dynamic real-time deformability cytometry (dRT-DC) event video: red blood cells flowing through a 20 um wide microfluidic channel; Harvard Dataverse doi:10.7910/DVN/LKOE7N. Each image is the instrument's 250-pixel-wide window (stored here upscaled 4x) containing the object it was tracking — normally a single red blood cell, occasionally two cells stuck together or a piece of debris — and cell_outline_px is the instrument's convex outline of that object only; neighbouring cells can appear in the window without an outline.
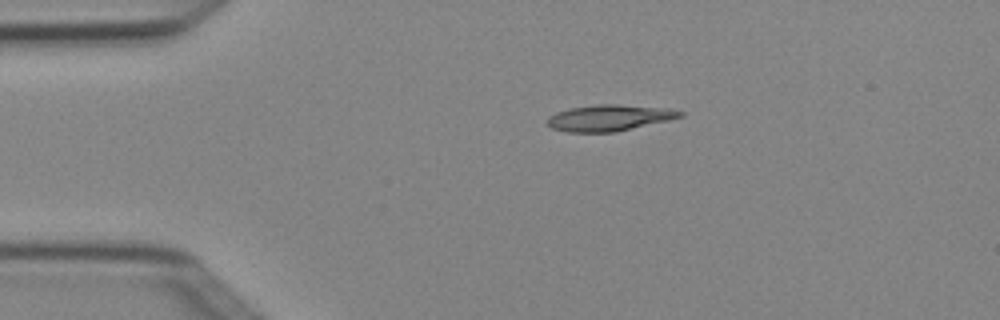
{"species": "Egyptian fruit bat (a non-hibernating species)", "species_latin": "Rousettus aegyptiacus", "temperature_condition": "cold", "stored_images_in_passage": 4, "camera_frame_rate_fps": 3000, "um_per_image_px": 0.085, "animal": {"sex": "female"}, "frame": {"image": 1, "passage_image": 3, "time_ms": 0.667, "image_size_px": [1000, 320], "cell_outline_px": [[684, 116], [668, 120], [616, 132], [568, 132], [552, 128], [544, 120], [548, 116], [556, 112], [568, 108], [596, 104], [616, 104], [668, 108], [684, 112]], "centroid_in_image_um": [51.75, 10.01], "position_along_channel_um": 33.2, "area_um2": 20.4}}